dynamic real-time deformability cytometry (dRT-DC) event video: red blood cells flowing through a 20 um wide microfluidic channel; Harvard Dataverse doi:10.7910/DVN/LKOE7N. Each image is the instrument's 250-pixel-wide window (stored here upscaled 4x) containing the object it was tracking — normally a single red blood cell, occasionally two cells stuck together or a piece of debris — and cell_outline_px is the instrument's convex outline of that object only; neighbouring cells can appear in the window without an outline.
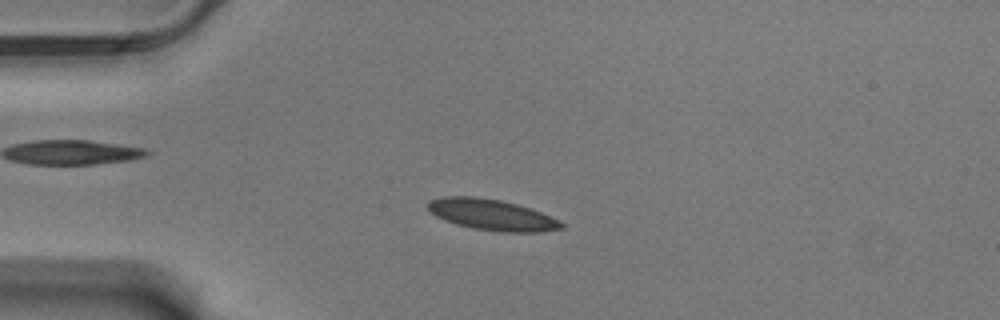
{"species": "Egyptian fruit bat (a non-hibernating species)", "species_latin": "Rousettus aegyptiacus", "temperature_condition": "warm", "stored_images_in_passage": 57, "camera_frame_rate_fps": 3000, "um_per_image_px": 0.085, "animal": {"sex": "male"}, "frame": {"image": 1, "passage_image": 14, "time_ms": 4.333, "image_size_px": [1000, 320], "cell_outline_px": [[564, 228], [540, 232], [504, 232], [472, 228], [456, 224], [444, 220], [428, 212], [424, 204], [428, 200], [444, 196], [472, 196], [500, 200], [532, 208], [560, 220], [564, 224]], "centroid_in_image_um": [41.76, 18.25], "position_along_channel_um": 43.2, "area_um2": 24.45}}
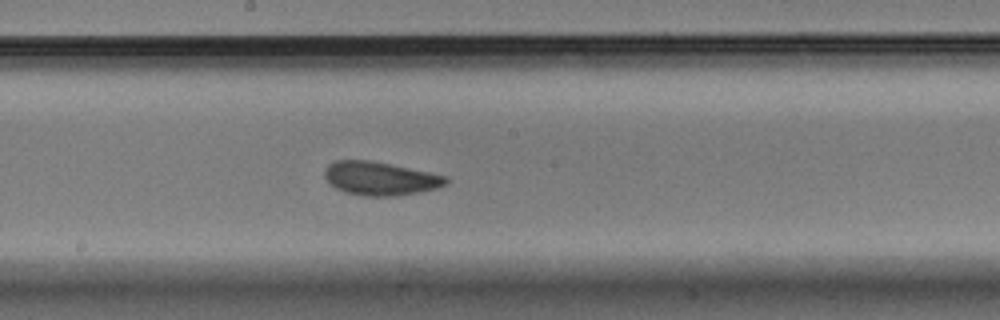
{"frame": {"image": 2, "passage_image": 31, "time_ms": 10.0, "image_size_px": [1000, 320], "cell_outline_px": [[448, 180], [444, 184], [436, 188], [420, 192], [396, 196], [364, 196], [344, 192], [336, 188], [324, 176], [324, 172], [328, 164], [336, 160], [372, 160], [448, 176]], "centroid_in_image_um": [32.31, 15.17], "position_along_channel_um": 215.9, "area_um2": 23.64}}
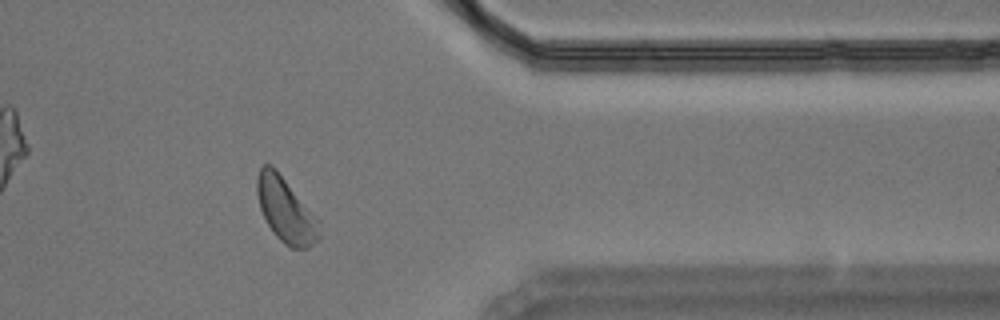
{"frame": {"image": 3, "passage_image": 47, "time_ms": 15.333, "image_size_px": [1000, 320], "cell_outline_px": [[320, 240], [308, 248], [292, 248], [284, 244], [276, 236], [268, 224], [260, 208], [256, 192], [256, 176], [260, 168], [264, 164], [272, 164], [276, 168], [320, 220]], "centroid_in_image_um": [24.31, 17.84], "position_along_channel_um": 387.1, "area_um2": 23.76}, "authors_computed_cell_mechanics": {"area_um2": 22.831, "velocity_mm_per_s": 3.4694, "shape_relaxation_time_tau1_ms": 3.2082, "shape_relaxation_time_tau2_ms": 1.4081, "deformation_change_tau1": 0.1022, "deformation_change_tau2": 0.0825}}